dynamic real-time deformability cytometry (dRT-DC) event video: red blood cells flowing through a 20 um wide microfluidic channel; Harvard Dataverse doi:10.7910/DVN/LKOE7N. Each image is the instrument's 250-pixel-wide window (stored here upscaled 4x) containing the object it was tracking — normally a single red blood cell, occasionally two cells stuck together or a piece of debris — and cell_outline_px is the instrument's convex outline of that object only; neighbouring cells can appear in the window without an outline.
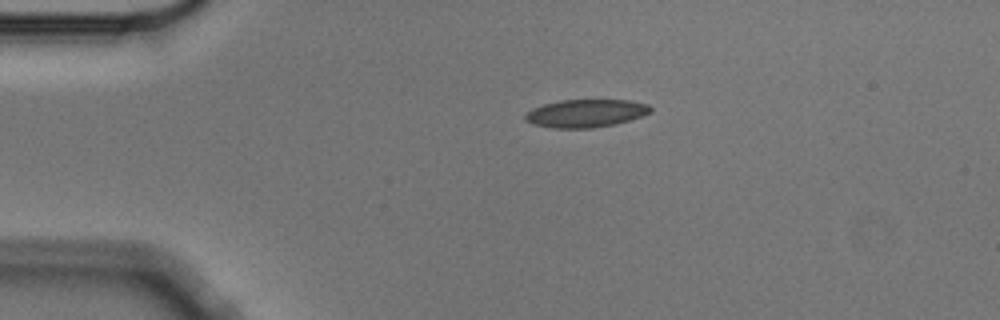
{"species": "Egyptian fruit bat (a non-hibernating species)", "species_latin": "Rousettus aegyptiacus", "temperature_condition": "cold", "stored_images_in_passage": 2, "camera_frame_rate_fps": 3000, "um_per_image_px": 0.085, "animal": {"sex": "male"}, "frame": {"image": 1, "passage_image": 1, "time_ms": 0.0, "image_size_px": [1000, 320], "cell_outline_px": [[652, 112], [616, 124], [592, 128], [552, 128], [532, 124], [524, 120], [524, 116], [532, 108], [544, 104], [560, 100], [628, 100], [648, 104], [652, 108]], "centroid_in_image_um": [49.77, 9.63], "position_along_channel_um": 35.2, "area_um2": 20.4}}